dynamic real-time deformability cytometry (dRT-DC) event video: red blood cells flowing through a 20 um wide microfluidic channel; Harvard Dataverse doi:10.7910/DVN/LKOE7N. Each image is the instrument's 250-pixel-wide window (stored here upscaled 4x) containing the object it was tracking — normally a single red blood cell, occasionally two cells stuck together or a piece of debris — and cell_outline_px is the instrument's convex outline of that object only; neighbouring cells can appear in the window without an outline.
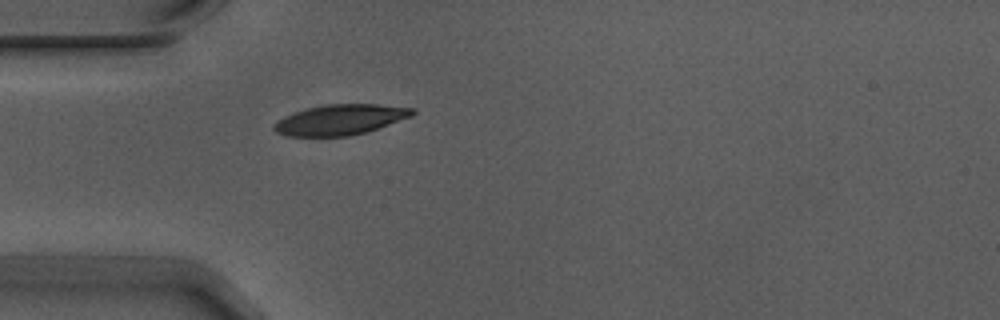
{"species": "Egyptian fruit bat (a non-hibernating species)", "species_latin": "Rousettus aegyptiacus", "temperature_condition": "warm", "stored_images_in_passage": 1, "camera_frame_rate_fps": 3000, "um_per_image_px": 0.085, "animal": {"sex": "male"}, "frame": {"image": 1, "passage_image": 1, "time_ms": 0.0, "image_size_px": [1000, 320], "cell_outline_px": [[416, 112], [412, 116], [364, 132], [348, 136], [288, 136], [276, 132], [272, 128], [272, 124], [276, 120], [284, 116], [308, 108], [328, 104], [376, 104], [412, 108]], "centroid_in_image_um": [28.87, 10.17], "position_along_channel_um": 56.1, "area_um2": 24.22}}